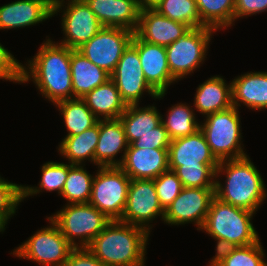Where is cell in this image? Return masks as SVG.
<instances>
[{
    "instance_id": "6da1fadb",
    "label": "cell",
    "mask_w": 267,
    "mask_h": 266,
    "mask_svg": "<svg viewBox=\"0 0 267 266\" xmlns=\"http://www.w3.org/2000/svg\"><path fill=\"white\" fill-rule=\"evenodd\" d=\"M71 49L52 41L49 37L38 52L20 67V83L30 80L42 97L53 103L73 98L71 78Z\"/></svg>"
},
{
    "instance_id": "4316f807",
    "label": "cell",
    "mask_w": 267,
    "mask_h": 266,
    "mask_svg": "<svg viewBox=\"0 0 267 266\" xmlns=\"http://www.w3.org/2000/svg\"><path fill=\"white\" fill-rule=\"evenodd\" d=\"M99 138L98 123L90 129L74 136H65L58 147V152L68 163L72 165H82L88 160L94 163V152Z\"/></svg>"
},
{
    "instance_id": "e0dca14e",
    "label": "cell",
    "mask_w": 267,
    "mask_h": 266,
    "mask_svg": "<svg viewBox=\"0 0 267 266\" xmlns=\"http://www.w3.org/2000/svg\"><path fill=\"white\" fill-rule=\"evenodd\" d=\"M119 167L130 179H156L169 170L168 149L128 147Z\"/></svg>"
},
{
    "instance_id": "74e56055",
    "label": "cell",
    "mask_w": 267,
    "mask_h": 266,
    "mask_svg": "<svg viewBox=\"0 0 267 266\" xmlns=\"http://www.w3.org/2000/svg\"><path fill=\"white\" fill-rule=\"evenodd\" d=\"M170 141L167 130L161 123L152 129L151 132L142 135L136 141L132 142L128 147L168 149Z\"/></svg>"
},
{
    "instance_id": "7402d4cb",
    "label": "cell",
    "mask_w": 267,
    "mask_h": 266,
    "mask_svg": "<svg viewBox=\"0 0 267 266\" xmlns=\"http://www.w3.org/2000/svg\"><path fill=\"white\" fill-rule=\"evenodd\" d=\"M232 103L252 110L267 109V72H247L232 79Z\"/></svg>"
},
{
    "instance_id": "30bf717a",
    "label": "cell",
    "mask_w": 267,
    "mask_h": 266,
    "mask_svg": "<svg viewBox=\"0 0 267 266\" xmlns=\"http://www.w3.org/2000/svg\"><path fill=\"white\" fill-rule=\"evenodd\" d=\"M60 11L64 39L58 43L70 49L77 50L103 27L85 0H53V17Z\"/></svg>"
},
{
    "instance_id": "f1b7e54d",
    "label": "cell",
    "mask_w": 267,
    "mask_h": 266,
    "mask_svg": "<svg viewBox=\"0 0 267 266\" xmlns=\"http://www.w3.org/2000/svg\"><path fill=\"white\" fill-rule=\"evenodd\" d=\"M64 119L66 136H74L98 123V118L87 107L82 98L63 100L55 104Z\"/></svg>"
},
{
    "instance_id": "52a82bcc",
    "label": "cell",
    "mask_w": 267,
    "mask_h": 266,
    "mask_svg": "<svg viewBox=\"0 0 267 266\" xmlns=\"http://www.w3.org/2000/svg\"><path fill=\"white\" fill-rule=\"evenodd\" d=\"M213 32L217 30L210 27L191 28L165 47L170 73L176 81L193 73L205 61Z\"/></svg>"
},
{
    "instance_id": "7c38bea8",
    "label": "cell",
    "mask_w": 267,
    "mask_h": 266,
    "mask_svg": "<svg viewBox=\"0 0 267 266\" xmlns=\"http://www.w3.org/2000/svg\"><path fill=\"white\" fill-rule=\"evenodd\" d=\"M165 210L159 203L154 179H131L123 216L119 220L126 224L144 228L149 233V225L155 218L164 219Z\"/></svg>"
},
{
    "instance_id": "d590c367",
    "label": "cell",
    "mask_w": 267,
    "mask_h": 266,
    "mask_svg": "<svg viewBox=\"0 0 267 266\" xmlns=\"http://www.w3.org/2000/svg\"><path fill=\"white\" fill-rule=\"evenodd\" d=\"M23 185L12 183L0 176V226L5 230L8 219L14 216L23 201Z\"/></svg>"
},
{
    "instance_id": "4fadbf2b",
    "label": "cell",
    "mask_w": 267,
    "mask_h": 266,
    "mask_svg": "<svg viewBox=\"0 0 267 266\" xmlns=\"http://www.w3.org/2000/svg\"><path fill=\"white\" fill-rule=\"evenodd\" d=\"M133 35V31L124 28L102 27L96 35L77 50L111 75L123 51L131 43Z\"/></svg>"
},
{
    "instance_id": "3957f363",
    "label": "cell",
    "mask_w": 267,
    "mask_h": 266,
    "mask_svg": "<svg viewBox=\"0 0 267 266\" xmlns=\"http://www.w3.org/2000/svg\"><path fill=\"white\" fill-rule=\"evenodd\" d=\"M222 173L226 174L223 185L219 181ZM215 197L254 213L261 207L267 197V190L259 170L248 155L219 162L215 172Z\"/></svg>"
},
{
    "instance_id": "836d02e7",
    "label": "cell",
    "mask_w": 267,
    "mask_h": 266,
    "mask_svg": "<svg viewBox=\"0 0 267 266\" xmlns=\"http://www.w3.org/2000/svg\"><path fill=\"white\" fill-rule=\"evenodd\" d=\"M155 10L191 28L207 27L200 19L196 0H162Z\"/></svg>"
},
{
    "instance_id": "44dd1931",
    "label": "cell",
    "mask_w": 267,
    "mask_h": 266,
    "mask_svg": "<svg viewBox=\"0 0 267 266\" xmlns=\"http://www.w3.org/2000/svg\"><path fill=\"white\" fill-rule=\"evenodd\" d=\"M129 144L120 119L99 120V138L94 152V164L98 167L119 166ZM123 152L121 159H115Z\"/></svg>"
},
{
    "instance_id": "ffe728a7",
    "label": "cell",
    "mask_w": 267,
    "mask_h": 266,
    "mask_svg": "<svg viewBox=\"0 0 267 266\" xmlns=\"http://www.w3.org/2000/svg\"><path fill=\"white\" fill-rule=\"evenodd\" d=\"M169 170L182 165L219 163L207 144L204 133L199 129L193 135L170 141L168 147Z\"/></svg>"
},
{
    "instance_id": "8d00e7d4",
    "label": "cell",
    "mask_w": 267,
    "mask_h": 266,
    "mask_svg": "<svg viewBox=\"0 0 267 266\" xmlns=\"http://www.w3.org/2000/svg\"><path fill=\"white\" fill-rule=\"evenodd\" d=\"M154 185L159 203L164 210L175 200L183 189L180 179L171 170L161 173L154 179Z\"/></svg>"
},
{
    "instance_id": "9a60e30c",
    "label": "cell",
    "mask_w": 267,
    "mask_h": 266,
    "mask_svg": "<svg viewBox=\"0 0 267 266\" xmlns=\"http://www.w3.org/2000/svg\"><path fill=\"white\" fill-rule=\"evenodd\" d=\"M131 44L138 50L144 77L157 93H166L168 87L177 82L168 66L166 48L141 40L135 33Z\"/></svg>"
},
{
    "instance_id": "7bdbcfd3",
    "label": "cell",
    "mask_w": 267,
    "mask_h": 266,
    "mask_svg": "<svg viewBox=\"0 0 267 266\" xmlns=\"http://www.w3.org/2000/svg\"><path fill=\"white\" fill-rule=\"evenodd\" d=\"M0 232H4V229L0 226Z\"/></svg>"
},
{
    "instance_id": "7a4b0ae2",
    "label": "cell",
    "mask_w": 267,
    "mask_h": 266,
    "mask_svg": "<svg viewBox=\"0 0 267 266\" xmlns=\"http://www.w3.org/2000/svg\"><path fill=\"white\" fill-rule=\"evenodd\" d=\"M149 235L142 227L111 220L86 248L107 266H145Z\"/></svg>"
},
{
    "instance_id": "f546056e",
    "label": "cell",
    "mask_w": 267,
    "mask_h": 266,
    "mask_svg": "<svg viewBox=\"0 0 267 266\" xmlns=\"http://www.w3.org/2000/svg\"><path fill=\"white\" fill-rule=\"evenodd\" d=\"M166 115L165 119L162 117L161 123L167 130L170 140L193 135L200 129L194 110L186 103L173 105Z\"/></svg>"
},
{
    "instance_id": "d4e9b609",
    "label": "cell",
    "mask_w": 267,
    "mask_h": 266,
    "mask_svg": "<svg viewBox=\"0 0 267 266\" xmlns=\"http://www.w3.org/2000/svg\"><path fill=\"white\" fill-rule=\"evenodd\" d=\"M82 99L99 120L119 119L127 108L111 79L88 92Z\"/></svg>"
},
{
    "instance_id": "2e32d148",
    "label": "cell",
    "mask_w": 267,
    "mask_h": 266,
    "mask_svg": "<svg viewBox=\"0 0 267 266\" xmlns=\"http://www.w3.org/2000/svg\"><path fill=\"white\" fill-rule=\"evenodd\" d=\"M191 29L187 24L161 15L155 9L140 10L139 23L134 32L141 40L168 46Z\"/></svg>"
},
{
    "instance_id": "9c48e42d",
    "label": "cell",
    "mask_w": 267,
    "mask_h": 266,
    "mask_svg": "<svg viewBox=\"0 0 267 266\" xmlns=\"http://www.w3.org/2000/svg\"><path fill=\"white\" fill-rule=\"evenodd\" d=\"M47 220L50 226L38 230L11 254L40 266H63L74 247L49 217Z\"/></svg>"
},
{
    "instance_id": "8992f818",
    "label": "cell",
    "mask_w": 267,
    "mask_h": 266,
    "mask_svg": "<svg viewBox=\"0 0 267 266\" xmlns=\"http://www.w3.org/2000/svg\"><path fill=\"white\" fill-rule=\"evenodd\" d=\"M49 218L74 248L87 247L111 222L90 203L66 204Z\"/></svg>"
},
{
    "instance_id": "1f68e13d",
    "label": "cell",
    "mask_w": 267,
    "mask_h": 266,
    "mask_svg": "<svg viewBox=\"0 0 267 266\" xmlns=\"http://www.w3.org/2000/svg\"><path fill=\"white\" fill-rule=\"evenodd\" d=\"M84 165H73L68 170L61 196L67 200V204L89 203L92 192L94 176Z\"/></svg>"
},
{
    "instance_id": "4dcf8cb0",
    "label": "cell",
    "mask_w": 267,
    "mask_h": 266,
    "mask_svg": "<svg viewBox=\"0 0 267 266\" xmlns=\"http://www.w3.org/2000/svg\"><path fill=\"white\" fill-rule=\"evenodd\" d=\"M201 21L215 30L234 24L235 0H196Z\"/></svg>"
},
{
    "instance_id": "cb8c5ba5",
    "label": "cell",
    "mask_w": 267,
    "mask_h": 266,
    "mask_svg": "<svg viewBox=\"0 0 267 266\" xmlns=\"http://www.w3.org/2000/svg\"><path fill=\"white\" fill-rule=\"evenodd\" d=\"M70 65L73 98H82L110 79L109 73L89 61L78 50L71 49Z\"/></svg>"
},
{
    "instance_id": "d6a6232c",
    "label": "cell",
    "mask_w": 267,
    "mask_h": 266,
    "mask_svg": "<svg viewBox=\"0 0 267 266\" xmlns=\"http://www.w3.org/2000/svg\"><path fill=\"white\" fill-rule=\"evenodd\" d=\"M72 164H65L60 162L49 161L42 165L41 167V179L39 181L38 187L24 186L23 189V200L29 196L39 194L44 191H57L58 195L64 188L65 181L68 176V170L72 167Z\"/></svg>"
},
{
    "instance_id": "83f0119b",
    "label": "cell",
    "mask_w": 267,
    "mask_h": 266,
    "mask_svg": "<svg viewBox=\"0 0 267 266\" xmlns=\"http://www.w3.org/2000/svg\"><path fill=\"white\" fill-rule=\"evenodd\" d=\"M260 240L246 246L220 249L210 260L209 266H266L265 253Z\"/></svg>"
},
{
    "instance_id": "603a6c76",
    "label": "cell",
    "mask_w": 267,
    "mask_h": 266,
    "mask_svg": "<svg viewBox=\"0 0 267 266\" xmlns=\"http://www.w3.org/2000/svg\"><path fill=\"white\" fill-rule=\"evenodd\" d=\"M194 106L204 117L233 106L231 81L226 83L222 76H211L197 87Z\"/></svg>"
},
{
    "instance_id": "484cf974",
    "label": "cell",
    "mask_w": 267,
    "mask_h": 266,
    "mask_svg": "<svg viewBox=\"0 0 267 266\" xmlns=\"http://www.w3.org/2000/svg\"><path fill=\"white\" fill-rule=\"evenodd\" d=\"M162 116L153 105L147 107H139V104L127 105L119 119L123 124L128 144L160 125Z\"/></svg>"
},
{
    "instance_id": "5b68a950",
    "label": "cell",
    "mask_w": 267,
    "mask_h": 266,
    "mask_svg": "<svg viewBox=\"0 0 267 266\" xmlns=\"http://www.w3.org/2000/svg\"><path fill=\"white\" fill-rule=\"evenodd\" d=\"M205 117L200 130L219 161L247 156L242 148L241 121L239 110L235 106Z\"/></svg>"
},
{
    "instance_id": "b9f144b4",
    "label": "cell",
    "mask_w": 267,
    "mask_h": 266,
    "mask_svg": "<svg viewBox=\"0 0 267 266\" xmlns=\"http://www.w3.org/2000/svg\"><path fill=\"white\" fill-rule=\"evenodd\" d=\"M162 0H137L140 10L155 9Z\"/></svg>"
},
{
    "instance_id": "277c9868",
    "label": "cell",
    "mask_w": 267,
    "mask_h": 266,
    "mask_svg": "<svg viewBox=\"0 0 267 266\" xmlns=\"http://www.w3.org/2000/svg\"><path fill=\"white\" fill-rule=\"evenodd\" d=\"M254 214L214 197L201 230L216 239V251L250 245L260 240L252 224Z\"/></svg>"
},
{
    "instance_id": "60d3db41",
    "label": "cell",
    "mask_w": 267,
    "mask_h": 266,
    "mask_svg": "<svg viewBox=\"0 0 267 266\" xmlns=\"http://www.w3.org/2000/svg\"><path fill=\"white\" fill-rule=\"evenodd\" d=\"M267 11V0H235L234 22L238 18Z\"/></svg>"
},
{
    "instance_id": "5bb4252c",
    "label": "cell",
    "mask_w": 267,
    "mask_h": 266,
    "mask_svg": "<svg viewBox=\"0 0 267 266\" xmlns=\"http://www.w3.org/2000/svg\"><path fill=\"white\" fill-rule=\"evenodd\" d=\"M214 197L215 188L183 187L165 209L163 221L177 226L194 222L197 230H201Z\"/></svg>"
},
{
    "instance_id": "ac0fdd59",
    "label": "cell",
    "mask_w": 267,
    "mask_h": 266,
    "mask_svg": "<svg viewBox=\"0 0 267 266\" xmlns=\"http://www.w3.org/2000/svg\"><path fill=\"white\" fill-rule=\"evenodd\" d=\"M53 17V0H17L0 6V29H19Z\"/></svg>"
},
{
    "instance_id": "d6986e66",
    "label": "cell",
    "mask_w": 267,
    "mask_h": 266,
    "mask_svg": "<svg viewBox=\"0 0 267 266\" xmlns=\"http://www.w3.org/2000/svg\"><path fill=\"white\" fill-rule=\"evenodd\" d=\"M103 27L135 32L140 16L137 0H85Z\"/></svg>"
},
{
    "instance_id": "ba28073f",
    "label": "cell",
    "mask_w": 267,
    "mask_h": 266,
    "mask_svg": "<svg viewBox=\"0 0 267 266\" xmlns=\"http://www.w3.org/2000/svg\"><path fill=\"white\" fill-rule=\"evenodd\" d=\"M89 203L111 220H120L125 209L130 177L119 166L98 167Z\"/></svg>"
},
{
    "instance_id": "8fae6325",
    "label": "cell",
    "mask_w": 267,
    "mask_h": 266,
    "mask_svg": "<svg viewBox=\"0 0 267 266\" xmlns=\"http://www.w3.org/2000/svg\"><path fill=\"white\" fill-rule=\"evenodd\" d=\"M110 79L115 83L126 105L140 104L147 92L152 98L161 100L166 93H157L146 81L141 67L138 50L130 43L123 51Z\"/></svg>"
},
{
    "instance_id": "ab89813d",
    "label": "cell",
    "mask_w": 267,
    "mask_h": 266,
    "mask_svg": "<svg viewBox=\"0 0 267 266\" xmlns=\"http://www.w3.org/2000/svg\"><path fill=\"white\" fill-rule=\"evenodd\" d=\"M63 266H107L97 259L86 247H75Z\"/></svg>"
},
{
    "instance_id": "e575fe53",
    "label": "cell",
    "mask_w": 267,
    "mask_h": 266,
    "mask_svg": "<svg viewBox=\"0 0 267 266\" xmlns=\"http://www.w3.org/2000/svg\"><path fill=\"white\" fill-rule=\"evenodd\" d=\"M219 163H198L182 165L173 172L180 179L183 187L215 188V172Z\"/></svg>"
},
{
    "instance_id": "f35d334b",
    "label": "cell",
    "mask_w": 267,
    "mask_h": 266,
    "mask_svg": "<svg viewBox=\"0 0 267 266\" xmlns=\"http://www.w3.org/2000/svg\"><path fill=\"white\" fill-rule=\"evenodd\" d=\"M21 63L0 43V79L20 84Z\"/></svg>"
}]
</instances>
